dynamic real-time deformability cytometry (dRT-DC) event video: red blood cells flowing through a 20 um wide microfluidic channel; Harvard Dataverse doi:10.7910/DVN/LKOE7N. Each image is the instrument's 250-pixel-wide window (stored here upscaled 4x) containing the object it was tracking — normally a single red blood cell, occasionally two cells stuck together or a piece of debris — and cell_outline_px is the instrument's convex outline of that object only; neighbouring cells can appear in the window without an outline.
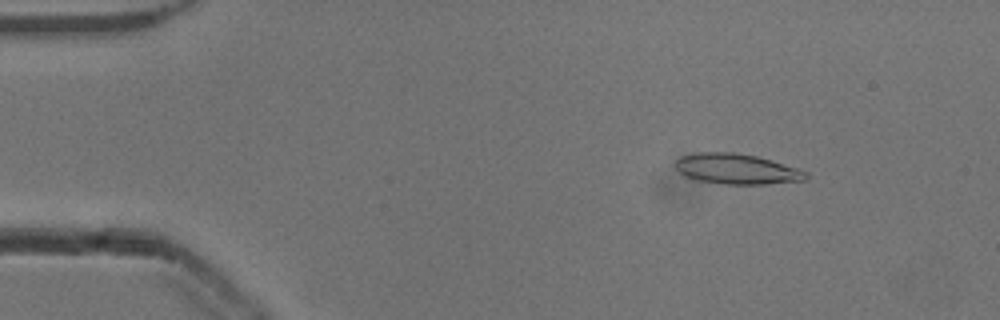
{"species": "common noctule bat (a hibernating species)", "species_latin": "Nyctalus noctula", "temperature_condition": "cold", "stored_images_in_passage": 53, "camera_frame_rate_fps": 3000, "um_per_image_px": 0.085, "animal": {"sex": "male", "body_mass_g": 13.3}, "frame": {"image": 1, "passage_image": 7, "time_ms": 2.0, "image_size_px": [1000, 320], "cell_outline_px": [[808, 176], [804, 180], [764, 184], [724, 184], [700, 180], [684, 176], [676, 168], [676, 160], [680, 156], [696, 152], [736, 152], [756, 156], [772, 160], [808, 172]], "centroid_in_image_um": [62.6, 14.35], "position_along_channel_um": 22.4, "area_um2": 23.0}}
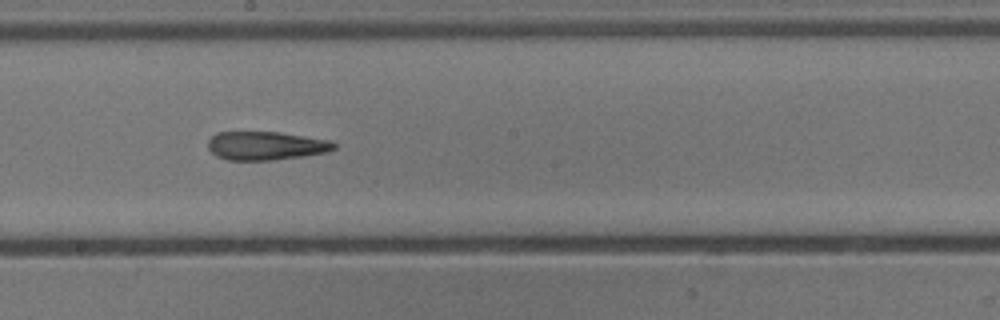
{"frame": {"image": 2, "passage_image": 29, "time_ms": 9.333, "image_size_px": [1000, 320], "cell_outline_px": [[336, 148], [328, 152], [304, 156], [272, 160], [228, 160], [216, 156], [208, 148], [208, 140], [216, 132], [280, 132], [328, 140], [336, 144]], "centroid_in_image_um": [22.59, 12.39], "position_along_channel_um": 225.6, "area_um2": 20.98}}
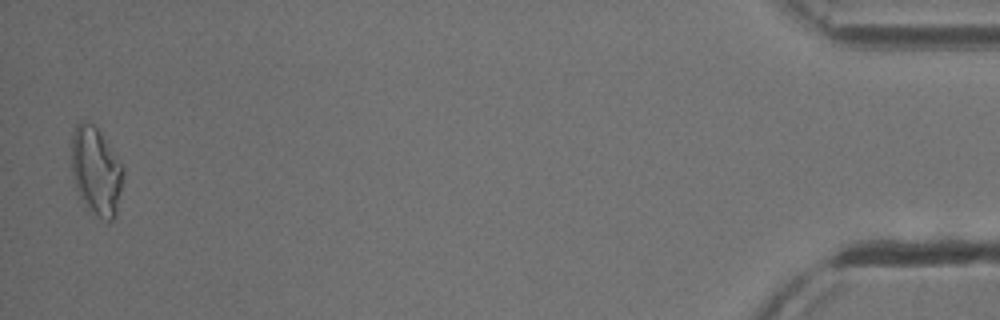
{"frame": {"image": 3, "passage_image": 52, "time_ms": 17.0, "image_size_px": [1000, 320], "cell_outline_px": [[124, 172], [116, 216], [112, 220], [104, 220], [88, 208], [80, 196], [76, 188], [72, 176], [72, 132], [76, 124], [80, 120], [84, 120], [92, 124], [100, 132], [120, 164]], "centroid_in_image_um": [8.15, 14.53], "position_along_channel_um": 427.1, "area_um2": 26.07}, "authors_computed_cell_mechanics": {"area_um2": 22.0796, "velocity_mm_per_s": 3.8495, "shape_relaxation_time_tau1_ms": 6.545, "shape_relaxation_time_tau2_ms": 5.2355, "deformation_change_tau1": 0.1947, "deformation_change_tau2": 0.1648}}